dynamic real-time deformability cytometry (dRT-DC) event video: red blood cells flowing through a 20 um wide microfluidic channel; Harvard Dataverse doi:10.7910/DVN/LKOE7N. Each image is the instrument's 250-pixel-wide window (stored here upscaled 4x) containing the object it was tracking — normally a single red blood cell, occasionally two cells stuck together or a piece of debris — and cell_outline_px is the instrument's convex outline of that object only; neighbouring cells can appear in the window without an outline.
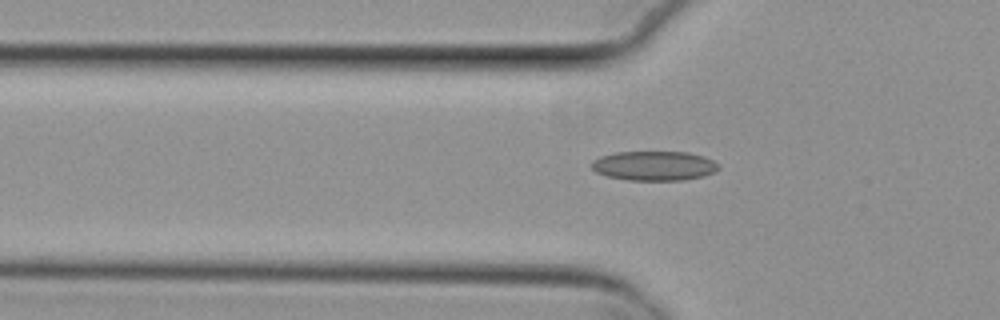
{"species": "common noctule bat (a hibernating species)", "species_latin": "Nyctalus noctula", "temperature_condition": "cold", "stored_images_in_passage": 44, "camera_frame_rate_fps": 3000, "um_per_image_px": 0.085, "animal": {"sex": "female", "body_mass_g": 29.2, "forearm_length_mm": 56.3}, "frame": {"image": 1, "passage_image": 12, "time_ms": 3.667, "image_size_px": [1000, 320], "cell_outline_px": [[720, 168], [716, 172], [704, 176], [684, 180], [628, 180], [608, 176], [596, 172], [592, 168], [592, 160], [600, 156], [616, 152], [688, 152], [704, 156], [720, 164]], "centroid_in_image_um": [55.64, 14.09], "position_along_channel_um": 70.2, "area_um2": 21.96}}
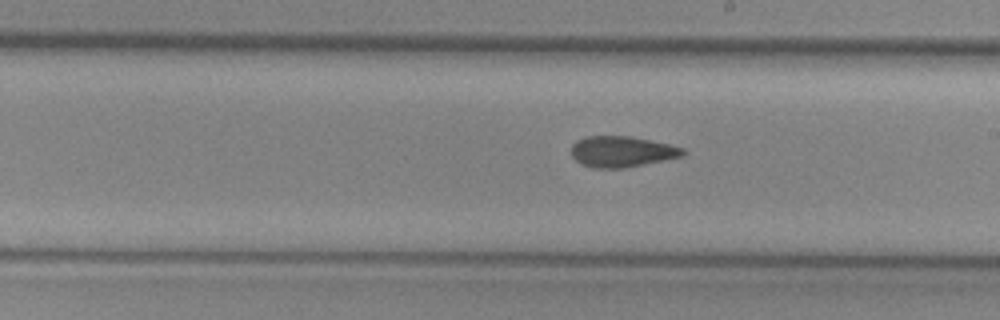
{"frame": {"image": 2, "passage_image": 25, "time_ms": 8.0, "image_size_px": [1000, 320], "cell_outline_px": [[688, 152], [684, 156], [624, 168], [592, 168], [580, 164], [572, 156], [572, 144], [576, 140], [588, 136], [632, 136], [668, 144], [684, 148]], "centroid_in_image_um": [52.87, 12.89], "position_along_channel_um": 236.1, "area_um2": 20.23}}
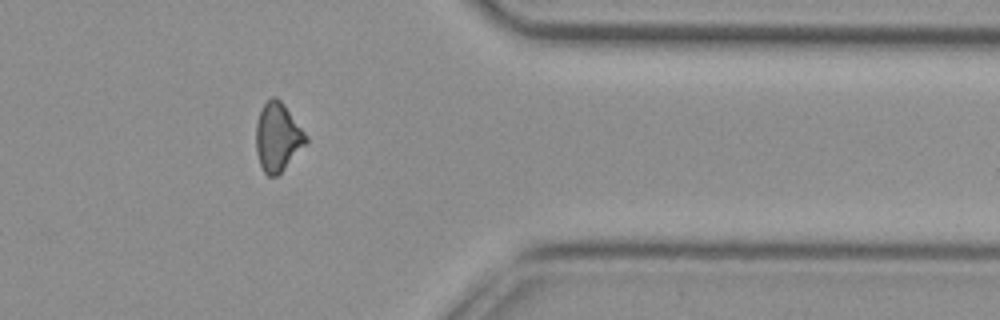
{"frame": {"image": 3, "passage_image": 38, "time_ms": 12.333, "image_size_px": [1000, 320], "cell_outline_px": [[308, 140], [284, 168], [276, 176], [268, 176], [264, 172], [260, 164], [256, 152], [256, 124], [260, 112], [264, 104], [272, 96], [276, 96], [280, 100], [308, 136]], "centroid_in_image_um": [23.58, 11.64], "position_along_channel_um": 387.8, "area_um2": 19.48}, "authors_computed_cell_mechanics": {"area_um2": 20.6346, "velocity_mm_per_s": 3.8346, "shape_relaxation_time_tau1_ms": null, "shape_relaxation_time_tau2_ms": 3.6334, "deformation_change_tau1": null, "deformation_change_tau2": 0.1064}}